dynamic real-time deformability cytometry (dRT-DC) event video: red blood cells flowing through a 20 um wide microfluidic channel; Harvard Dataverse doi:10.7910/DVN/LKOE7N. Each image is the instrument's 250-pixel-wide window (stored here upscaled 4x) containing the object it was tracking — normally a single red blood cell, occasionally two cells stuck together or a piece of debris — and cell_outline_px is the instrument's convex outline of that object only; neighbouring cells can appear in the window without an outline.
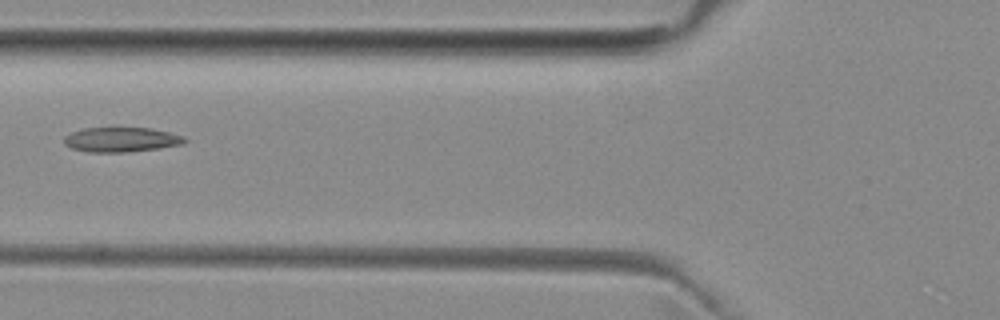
{"species": "common noctule bat (a hibernating species)", "species_latin": "Nyctalus noctula", "temperature_condition": "room temperature", "stored_images_in_passage": 5, "camera_frame_rate_fps": 3000, "um_per_image_px": 0.085, "animal": {"sex": "female", "body_mass_g": 29.2, "forearm_length_mm": 56.3}, "frame": {"image": 1, "passage_image": 4, "time_ms": 3.667, "image_size_px": [1000, 320], "cell_outline_px": [[188, 140], [184, 144], [160, 148], [124, 152], [88, 152], [72, 148], [64, 144], [64, 136], [72, 132], [84, 128], [116, 124], [152, 128], [184, 136]], "centroid_in_image_um": [10.31, 11.81], "position_along_channel_um": 115.5, "area_um2": 18.32}}
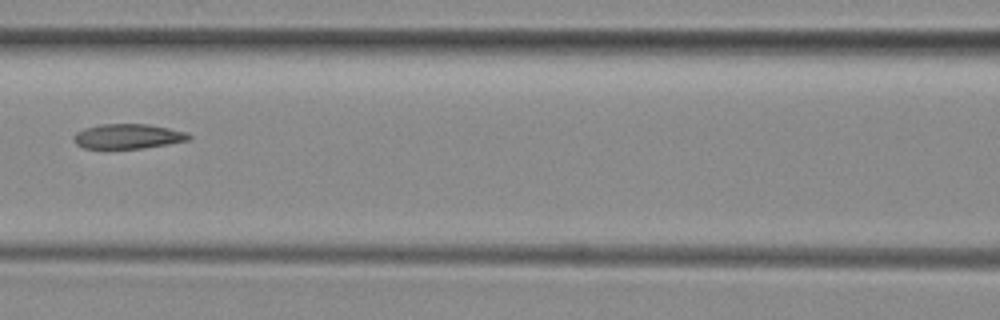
{"frame": {"image": 2, "passage_image": 5, "time_ms": 4.667, "image_size_px": [1000, 320], "cell_outline_px": [[192, 140], [168, 144], [140, 148], [84, 148], [76, 144], [72, 140], [72, 136], [76, 132], [84, 128], [100, 124], [148, 124], [188, 132], [192, 136]], "centroid_in_image_um": [10.88, 11.58], "position_along_channel_um": 155.7, "area_um2": 16.76}}